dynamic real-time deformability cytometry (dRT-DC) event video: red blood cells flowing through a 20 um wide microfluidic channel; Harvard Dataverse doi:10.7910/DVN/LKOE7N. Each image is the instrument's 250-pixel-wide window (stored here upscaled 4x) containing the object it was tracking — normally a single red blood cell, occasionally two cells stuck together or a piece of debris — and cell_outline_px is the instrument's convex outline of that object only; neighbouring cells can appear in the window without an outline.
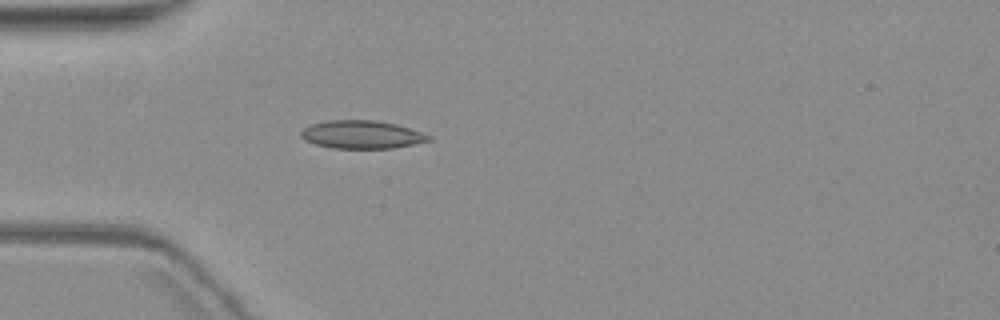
{"species": "common noctule bat (a hibernating species)", "species_latin": "Nyctalus noctula", "temperature_condition": "warm", "stored_images_in_passage": 1, "camera_frame_rate_fps": 3000, "um_per_image_px": 0.085, "animal": {"sex": "female", "body_mass_g": 19.3, "forearm_length_mm": 54.1}, "frame": {"image": 1, "passage_image": 1, "time_ms": 0.0, "image_size_px": [1000, 320], "cell_outline_px": [[432, 140], [392, 148], [332, 148], [316, 144], [304, 140], [300, 136], [300, 132], [304, 128], [312, 124], [328, 120], [376, 120], [396, 124], [432, 136]], "centroid_in_image_um": [30.73, 11.43], "position_along_channel_um": 54.3, "area_um2": 20.75}}